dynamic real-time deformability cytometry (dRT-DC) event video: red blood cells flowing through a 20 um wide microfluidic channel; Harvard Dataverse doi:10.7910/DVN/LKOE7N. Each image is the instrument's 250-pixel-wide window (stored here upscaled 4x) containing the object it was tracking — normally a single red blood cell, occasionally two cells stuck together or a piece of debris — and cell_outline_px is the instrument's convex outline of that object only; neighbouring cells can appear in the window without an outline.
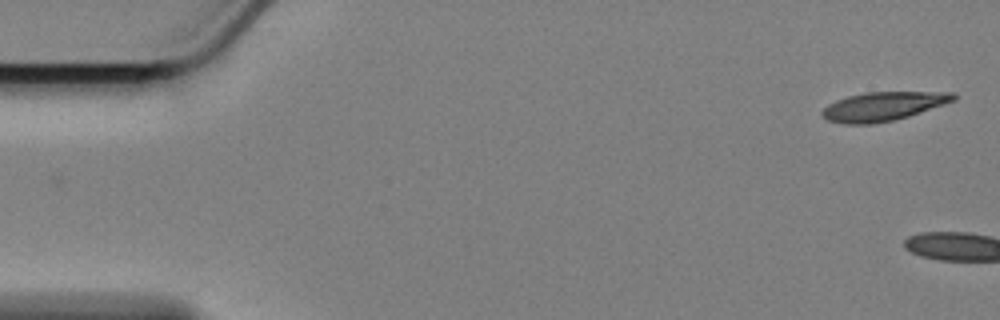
{"species": "Egyptian fruit bat (a non-hibernating species)", "species_latin": "Rousettus aegyptiacus", "temperature_condition": "cold", "stored_images_in_passage": 4, "camera_frame_rate_fps": 3000, "um_per_image_px": 0.085, "animal": {"sex": "female"}, "frame": {"image": 1, "passage_image": 1, "time_ms": 0.0, "image_size_px": [1000, 320], "cell_outline_px": [[956, 100], [908, 116], [892, 120], [872, 124], [844, 124], [828, 120], [820, 116], [820, 112], [828, 104], [836, 100], [848, 96], [864, 92], [956, 92]], "centroid_in_image_um": [75.04, 9.03], "position_along_channel_um": 10.0, "area_um2": 22.08}}